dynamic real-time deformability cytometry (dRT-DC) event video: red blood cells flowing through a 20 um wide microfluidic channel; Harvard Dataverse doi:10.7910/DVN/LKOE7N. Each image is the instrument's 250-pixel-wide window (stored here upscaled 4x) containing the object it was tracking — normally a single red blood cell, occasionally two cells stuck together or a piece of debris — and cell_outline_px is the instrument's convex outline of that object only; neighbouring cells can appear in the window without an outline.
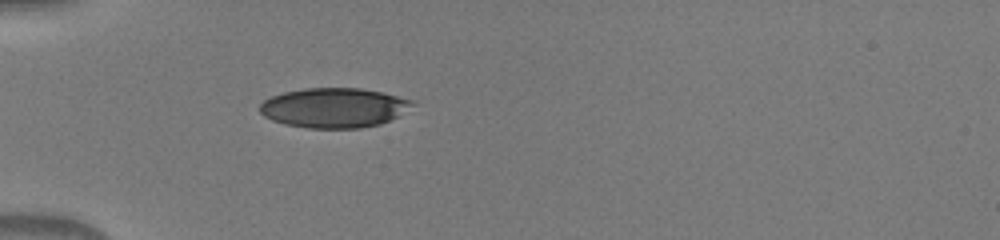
{"species": "human", "species_latin": "Homo sapiens", "temperature_condition": "warm", "stored_images_in_passage": 41, "camera_frame_rate_fps": 3000, "um_per_image_px": 0.085, "donor": {"sex": "male"}, "frame": {"image": 1, "passage_image": 7, "time_ms": 2.0, "image_size_px": [1000, 240], "cell_outline_px": [[416, 100], [412, 104], [396, 116], [380, 124], [360, 128], [308, 128], [284, 124], [272, 120], [264, 116], [260, 112], [260, 104], [264, 100], [272, 96], [284, 92], [304, 88], [360, 88], [384, 92]], "centroid_in_image_um": [28.36, 9.15], "position_along_channel_um": 56.6, "area_um2": 35.2}}
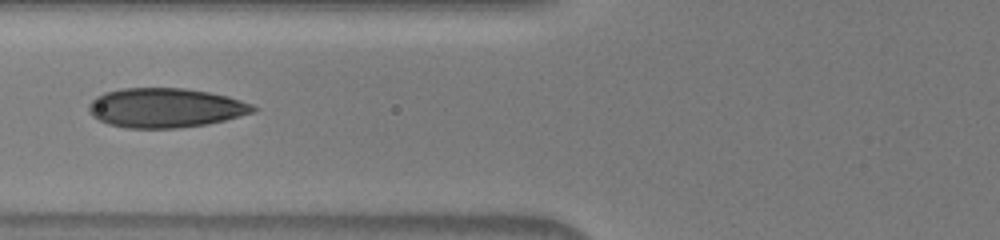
{"frame": {"image": 2, "passage_image": 12, "time_ms": 3.667, "image_size_px": [1000, 240], "cell_outline_px": [[260, 108], [256, 112], [208, 124], [176, 128], [128, 128], [108, 124], [92, 116], [88, 112], [88, 104], [96, 96], [104, 92], [120, 88], [184, 88], [208, 92], [228, 96], [252, 104]], "centroid_in_image_um": [14.06, 9.16], "position_along_channel_um": 111.7, "area_um2": 38.03}}
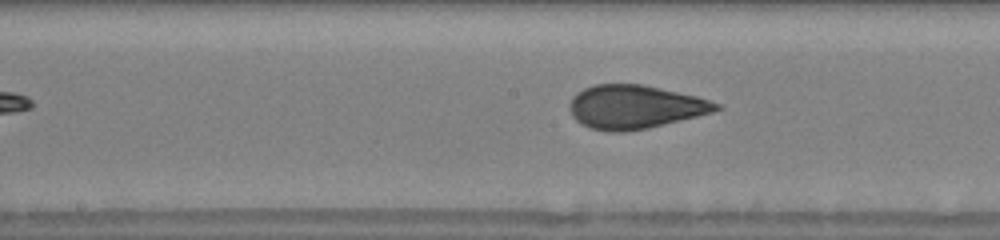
{"frame": {"image": 3, "passage_image": 18, "time_ms": 5.667, "image_size_px": [1000, 240], "cell_outline_px": [[724, 108], [712, 112], [648, 128], [624, 132], [608, 132], [592, 128], [576, 120], [572, 116], [568, 104], [572, 96], [576, 92], [584, 88], [596, 84], [644, 84], [696, 96], [720, 104]], "centroid_in_image_um": [53.94, 9.08], "position_along_channel_um": 194.3, "area_um2": 37.17}}